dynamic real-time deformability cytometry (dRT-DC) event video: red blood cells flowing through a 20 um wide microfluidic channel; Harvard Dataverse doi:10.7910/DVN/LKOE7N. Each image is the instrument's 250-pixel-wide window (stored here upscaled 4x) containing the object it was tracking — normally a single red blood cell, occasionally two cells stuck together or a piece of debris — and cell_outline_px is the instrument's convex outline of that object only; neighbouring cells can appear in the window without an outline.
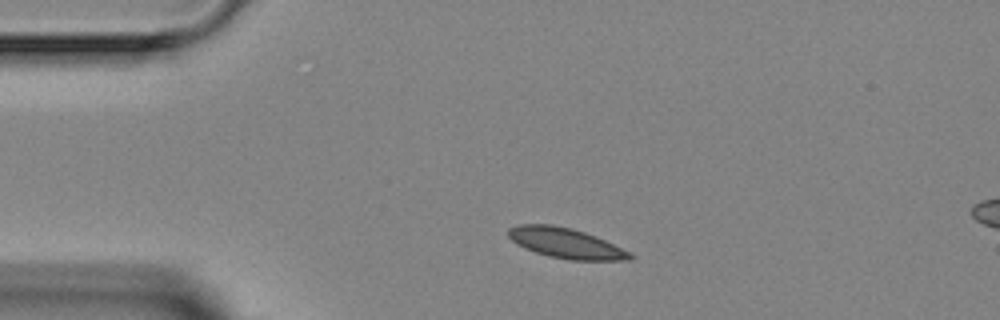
{"species": "Egyptian fruit bat (a non-hibernating species)", "species_latin": "Rousettus aegyptiacus", "temperature_condition": "room temperature", "stored_images_in_passage": 2, "camera_frame_rate_fps": 3000, "um_per_image_px": 0.085, "animal": {"sex": "female"}, "frame": {"image": 1, "passage_image": 1, "time_ms": 0.0, "image_size_px": [1000, 320], "cell_outline_px": [[636, 256], [632, 260], [568, 260], [548, 256], [524, 248], [516, 244], [508, 236], [508, 228], [516, 224], [552, 224], [572, 228], [596, 236]], "centroid_in_image_um": [48.05, 20.66], "position_along_channel_um": 36.9, "area_um2": 21.44}}